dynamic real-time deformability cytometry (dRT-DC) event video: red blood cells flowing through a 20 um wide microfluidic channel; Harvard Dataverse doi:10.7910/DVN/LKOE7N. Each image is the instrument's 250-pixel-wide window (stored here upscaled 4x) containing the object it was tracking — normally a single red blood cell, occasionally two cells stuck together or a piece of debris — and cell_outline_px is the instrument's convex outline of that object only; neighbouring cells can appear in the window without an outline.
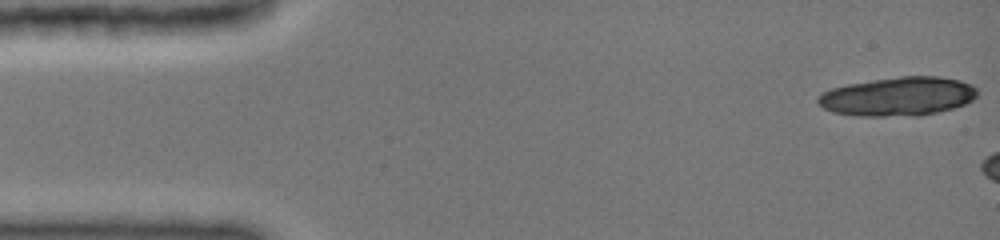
{"species": "common noctule bat (a hibernating species)", "species_latin": "Nyctalus noctula", "temperature_condition": "cold", "stored_images_in_passage": 9, "camera_frame_rate_fps": 3000, "um_per_image_px": 0.085, "animal": {"sex": "female", "body_mass_g": 19.0, "forearm_length_mm": 51.5}, "frame": {"image": 1, "passage_image": 1, "time_ms": 0.0, "image_size_px": [1000, 240], "cell_outline_px": [[976, 96], [972, 100], [964, 104], [952, 108], [920, 116], [856, 116], [832, 112], [824, 108], [816, 100], [824, 92], [832, 88], [848, 84], [872, 80], [900, 76], [936, 76], [960, 80], [972, 84], [976, 88]], "centroid_in_image_um": [76.34, 8.2], "position_along_channel_um": 8.7, "area_um2": 36.01}}